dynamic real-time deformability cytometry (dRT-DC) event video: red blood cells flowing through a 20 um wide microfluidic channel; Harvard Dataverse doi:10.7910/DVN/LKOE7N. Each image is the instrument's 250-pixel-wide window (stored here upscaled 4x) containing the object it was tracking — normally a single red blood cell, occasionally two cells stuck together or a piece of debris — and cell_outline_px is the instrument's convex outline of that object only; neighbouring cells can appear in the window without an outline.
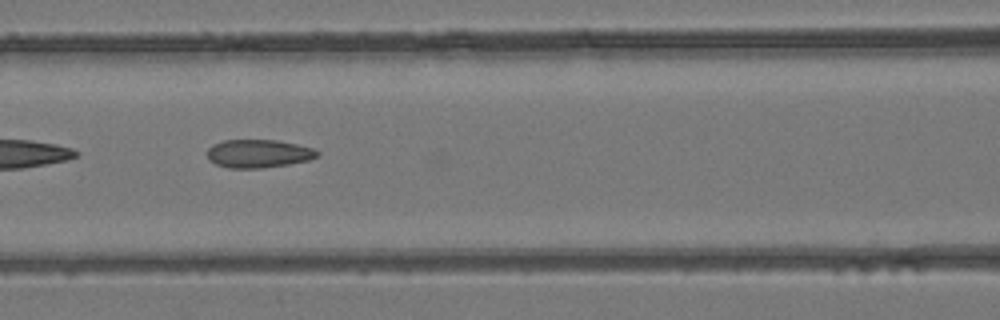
{"species": "common noctule bat (a hibernating species)", "species_latin": "Nyctalus noctula", "temperature_condition": "room temperature", "stored_images_in_passage": 40, "camera_frame_rate_fps": 3000, "um_per_image_px": 0.085, "animal": {"sex": "female", "body_mass_g": 24.6, "forearm_length_mm": 56.2}, "frame": {"image": 1, "passage_image": 13, "time_ms": 4.0, "image_size_px": [1000, 320], "cell_outline_px": [[320, 152], [316, 156], [308, 160], [288, 164], [264, 168], [228, 168], [216, 164], [208, 160], [208, 148], [212, 144], [224, 140], [276, 140], [296, 144], [312, 148]], "centroid_in_image_um": [21.93, 13.06], "position_along_channel_um": 144.7, "area_um2": 18.03}}